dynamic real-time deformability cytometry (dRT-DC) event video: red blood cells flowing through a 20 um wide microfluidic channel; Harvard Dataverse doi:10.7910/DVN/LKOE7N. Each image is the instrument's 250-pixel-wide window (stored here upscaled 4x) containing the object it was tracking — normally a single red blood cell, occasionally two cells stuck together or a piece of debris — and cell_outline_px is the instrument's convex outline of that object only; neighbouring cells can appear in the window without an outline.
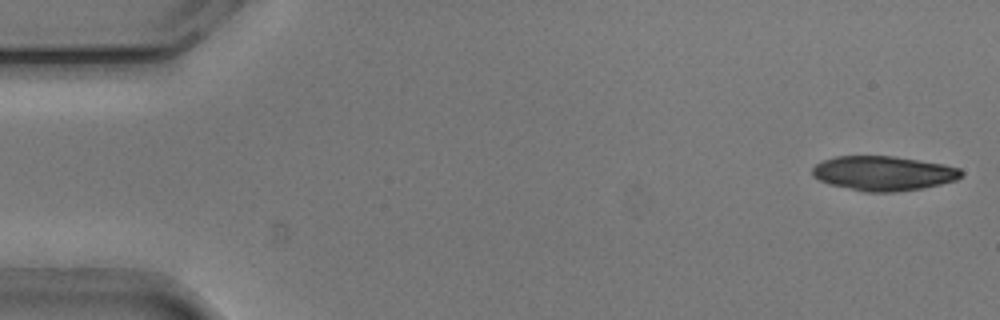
{"species": "common noctule bat (a hibernating species)", "species_latin": "Nyctalus noctula", "temperature_condition": "cold", "stored_images_in_passage": 15, "camera_frame_rate_fps": 3000, "um_per_image_px": 0.085, "animal": {"sex": "male", "body_mass_g": 20.5, "forearm_length_mm": 52.5}, "frame": {"image": 1, "passage_image": 1, "time_ms": 0.0, "image_size_px": [1000, 320], "cell_outline_px": [[964, 172], [956, 180], [924, 188], [896, 192], [864, 192], [828, 184], [812, 176], [812, 168], [816, 164], [824, 160], [836, 156], [896, 156], [944, 164], [960, 168]], "centroid_in_image_um": [75.09, 14.73], "position_along_channel_um": 9.9, "area_um2": 30.17}}